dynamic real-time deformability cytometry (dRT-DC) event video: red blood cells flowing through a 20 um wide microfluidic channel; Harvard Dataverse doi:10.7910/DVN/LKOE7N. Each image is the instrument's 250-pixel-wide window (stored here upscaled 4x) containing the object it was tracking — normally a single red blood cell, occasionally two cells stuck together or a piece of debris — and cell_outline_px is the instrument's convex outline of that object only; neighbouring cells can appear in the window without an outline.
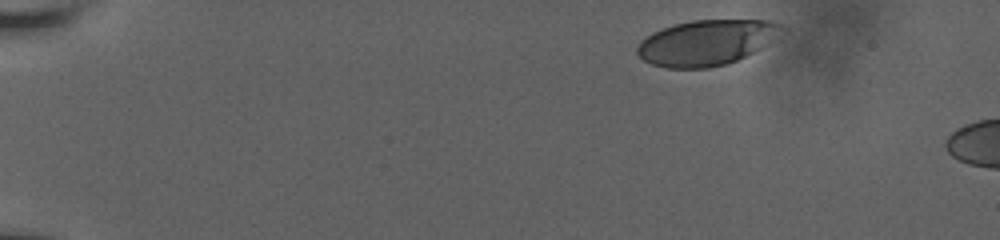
{"species": "human", "species_latin": "Homo sapiens", "temperature_condition": "room temperature", "stored_images_in_passage": 3, "camera_frame_rate_fps": 3000, "um_per_image_px": 0.085, "donor": {"sex": "male"}, "frame": {"image": 1, "passage_image": 1, "time_ms": 0.0, "image_size_px": [1000, 240], "cell_outline_px": [[788, 28], [780, 36], [760, 48], [728, 64], [708, 68], [668, 68], [652, 64], [644, 60], [636, 52], [636, 48], [640, 40], [652, 32], [676, 24], [692, 20], [772, 20], [784, 24]], "centroid_in_image_um": [60.1, 3.6], "position_along_channel_um": 24.9, "area_um2": 38.49}}